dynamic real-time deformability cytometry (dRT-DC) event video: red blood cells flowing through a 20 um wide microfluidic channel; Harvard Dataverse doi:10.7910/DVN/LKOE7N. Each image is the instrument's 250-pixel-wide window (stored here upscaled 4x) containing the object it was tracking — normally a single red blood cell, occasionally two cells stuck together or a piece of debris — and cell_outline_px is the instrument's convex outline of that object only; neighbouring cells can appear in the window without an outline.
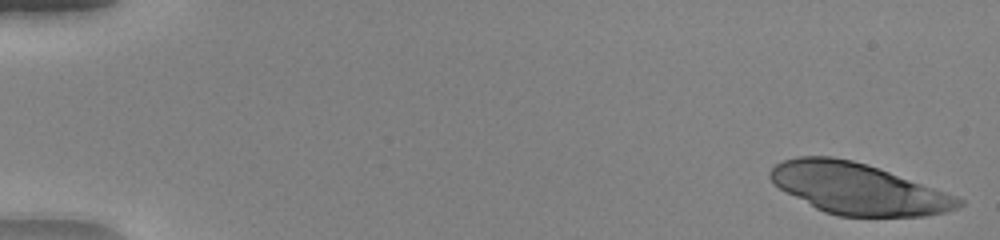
{"species": "human", "species_latin": "Homo sapiens", "temperature_condition": "warm", "stored_images_in_passage": 18, "camera_frame_rate_fps": 3000, "um_per_image_px": 0.085, "donor": {"sex": "female"}, "frame": {"image": 1, "passage_image": 1, "time_ms": 0.0, "image_size_px": [1000, 240], "cell_outline_px": [[964, 204], [956, 208], [944, 212], [924, 216], [836, 216], [824, 212], [784, 192], [768, 176], [768, 172], [776, 164], [784, 160], [796, 156], [832, 156], [852, 160], [888, 172], [956, 196], [964, 200]], "centroid_in_image_um": [72.88, 16.04], "position_along_channel_um": 12.1, "area_um2": 55.37}}